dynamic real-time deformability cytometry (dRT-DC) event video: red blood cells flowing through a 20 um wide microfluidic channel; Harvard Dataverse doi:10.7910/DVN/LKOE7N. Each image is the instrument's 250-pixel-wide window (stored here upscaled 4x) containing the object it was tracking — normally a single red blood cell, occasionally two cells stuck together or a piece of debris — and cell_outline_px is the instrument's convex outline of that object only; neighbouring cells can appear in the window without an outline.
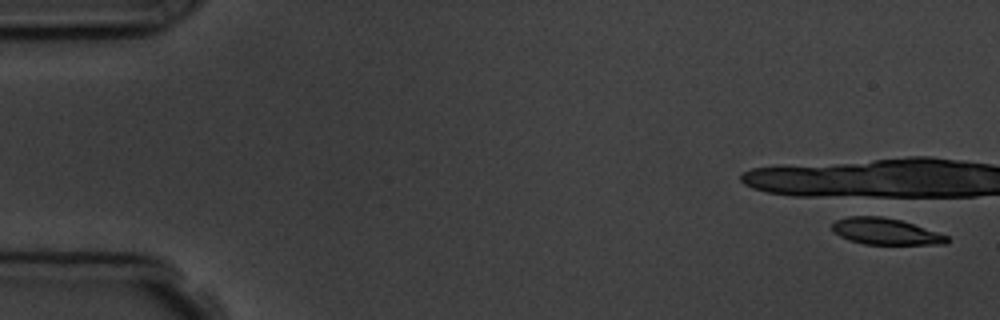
{"species": "common noctule bat (a hibernating species)", "species_latin": "Nyctalus noctula", "temperature_condition": "room temperature", "stored_images_in_passage": 6, "camera_frame_rate_fps": 3000, "um_per_image_px": 0.085, "animal": {"sex": "male", "body_mass_g": 19.5, "forearm_length_mm": 54.6}, "frame": {"image": 1, "passage_image": 1, "time_ms": 0.0, "image_size_px": [1000, 320], "cell_outline_px": [[948, 244], [864, 244], [848, 240], [832, 232], [832, 224], [836, 220], [848, 216], [868, 212], [872, 212], [900, 220], [948, 236]], "centroid_in_image_um": [75.17, 19.62], "position_along_channel_um": 9.8, "area_um2": 18.21}}